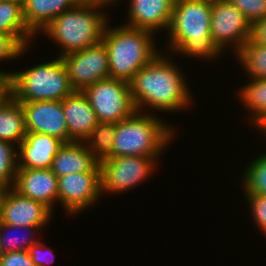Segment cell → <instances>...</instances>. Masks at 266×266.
Returning a JSON list of instances; mask_svg holds the SVG:
<instances>
[{
    "instance_id": "cell-1",
    "label": "cell",
    "mask_w": 266,
    "mask_h": 266,
    "mask_svg": "<svg viewBox=\"0 0 266 266\" xmlns=\"http://www.w3.org/2000/svg\"><path fill=\"white\" fill-rule=\"evenodd\" d=\"M176 67L166 56L158 54L134 75L129 86L136 111L142 112L146 105L176 111L191 103L185 78Z\"/></svg>"
},
{
    "instance_id": "cell-2",
    "label": "cell",
    "mask_w": 266,
    "mask_h": 266,
    "mask_svg": "<svg viewBox=\"0 0 266 266\" xmlns=\"http://www.w3.org/2000/svg\"><path fill=\"white\" fill-rule=\"evenodd\" d=\"M211 0H175L169 24V49L210 59L221 54L210 30Z\"/></svg>"
},
{
    "instance_id": "cell-3",
    "label": "cell",
    "mask_w": 266,
    "mask_h": 266,
    "mask_svg": "<svg viewBox=\"0 0 266 266\" xmlns=\"http://www.w3.org/2000/svg\"><path fill=\"white\" fill-rule=\"evenodd\" d=\"M107 24L101 41L108 54L109 77L129 83L158 55L152 41L153 32L125 25L107 29Z\"/></svg>"
},
{
    "instance_id": "cell-4",
    "label": "cell",
    "mask_w": 266,
    "mask_h": 266,
    "mask_svg": "<svg viewBox=\"0 0 266 266\" xmlns=\"http://www.w3.org/2000/svg\"><path fill=\"white\" fill-rule=\"evenodd\" d=\"M142 114V115H141ZM174 128L152 115L135 111L115 124L112 157H157L173 136Z\"/></svg>"
},
{
    "instance_id": "cell-5",
    "label": "cell",
    "mask_w": 266,
    "mask_h": 266,
    "mask_svg": "<svg viewBox=\"0 0 266 266\" xmlns=\"http://www.w3.org/2000/svg\"><path fill=\"white\" fill-rule=\"evenodd\" d=\"M106 18L97 7L79 1L54 18L43 31L61 45L63 52L60 56H63L99 43L107 23Z\"/></svg>"
},
{
    "instance_id": "cell-6",
    "label": "cell",
    "mask_w": 266,
    "mask_h": 266,
    "mask_svg": "<svg viewBox=\"0 0 266 266\" xmlns=\"http://www.w3.org/2000/svg\"><path fill=\"white\" fill-rule=\"evenodd\" d=\"M14 98L18 101H62L74 90L60 56L13 73Z\"/></svg>"
},
{
    "instance_id": "cell-7",
    "label": "cell",
    "mask_w": 266,
    "mask_h": 266,
    "mask_svg": "<svg viewBox=\"0 0 266 266\" xmlns=\"http://www.w3.org/2000/svg\"><path fill=\"white\" fill-rule=\"evenodd\" d=\"M82 92L100 122L118 123L136 111L126 81L108 77L86 87Z\"/></svg>"
},
{
    "instance_id": "cell-8",
    "label": "cell",
    "mask_w": 266,
    "mask_h": 266,
    "mask_svg": "<svg viewBox=\"0 0 266 266\" xmlns=\"http://www.w3.org/2000/svg\"><path fill=\"white\" fill-rule=\"evenodd\" d=\"M157 157L121 156L99 162L102 194L122 192L133 188L151 174ZM154 165V166H153Z\"/></svg>"
},
{
    "instance_id": "cell-9",
    "label": "cell",
    "mask_w": 266,
    "mask_h": 266,
    "mask_svg": "<svg viewBox=\"0 0 266 266\" xmlns=\"http://www.w3.org/2000/svg\"><path fill=\"white\" fill-rule=\"evenodd\" d=\"M210 27L213 43L221 52L232 42L237 53L250 38V21L227 0H211Z\"/></svg>"
},
{
    "instance_id": "cell-10",
    "label": "cell",
    "mask_w": 266,
    "mask_h": 266,
    "mask_svg": "<svg viewBox=\"0 0 266 266\" xmlns=\"http://www.w3.org/2000/svg\"><path fill=\"white\" fill-rule=\"evenodd\" d=\"M60 57L74 91H83L97 81L109 77L108 54L102 41Z\"/></svg>"
},
{
    "instance_id": "cell-11",
    "label": "cell",
    "mask_w": 266,
    "mask_h": 266,
    "mask_svg": "<svg viewBox=\"0 0 266 266\" xmlns=\"http://www.w3.org/2000/svg\"><path fill=\"white\" fill-rule=\"evenodd\" d=\"M101 172L72 173L58 177V200L67 212L75 214L99 199Z\"/></svg>"
},
{
    "instance_id": "cell-12",
    "label": "cell",
    "mask_w": 266,
    "mask_h": 266,
    "mask_svg": "<svg viewBox=\"0 0 266 266\" xmlns=\"http://www.w3.org/2000/svg\"><path fill=\"white\" fill-rule=\"evenodd\" d=\"M25 114L26 132L54 136L69 142L62 101H20Z\"/></svg>"
},
{
    "instance_id": "cell-13",
    "label": "cell",
    "mask_w": 266,
    "mask_h": 266,
    "mask_svg": "<svg viewBox=\"0 0 266 266\" xmlns=\"http://www.w3.org/2000/svg\"><path fill=\"white\" fill-rule=\"evenodd\" d=\"M52 211L39 201L25 197L9 188L2 201L0 223L14 226L42 227Z\"/></svg>"
},
{
    "instance_id": "cell-14",
    "label": "cell",
    "mask_w": 266,
    "mask_h": 266,
    "mask_svg": "<svg viewBox=\"0 0 266 266\" xmlns=\"http://www.w3.org/2000/svg\"><path fill=\"white\" fill-rule=\"evenodd\" d=\"M19 194L39 201L51 211L58 199V178L51 169L17 168L12 187Z\"/></svg>"
},
{
    "instance_id": "cell-15",
    "label": "cell",
    "mask_w": 266,
    "mask_h": 266,
    "mask_svg": "<svg viewBox=\"0 0 266 266\" xmlns=\"http://www.w3.org/2000/svg\"><path fill=\"white\" fill-rule=\"evenodd\" d=\"M63 141L47 134L26 132L17 147V168L50 169Z\"/></svg>"
},
{
    "instance_id": "cell-16",
    "label": "cell",
    "mask_w": 266,
    "mask_h": 266,
    "mask_svg": "<svg viewBox=\"0 0 266 266\" xmlns=\"http://www.w3.org/2000/svg\"><path fill=\"white\" fill-rule=\"evenodd\" d=\"M69 142L84 140L98 124L96 113L82 91H74L62 100Z\"/></svg>"
},
{
    "instance_id": "cell-17",
    "label": "cell",
    "mask_w": 266,
    "mask_h": 266,
    "mask_svg": "<svg viewBox=\"0 0 266 266\" xmlns=\"http://www.w3.org/2000/svg\"><path fill=\"white\" fill-rule=\"evenodd\" d=\"M127 27L151 32L169 27L175 0H130Z\"/></svg>"
},
{
    "instance_id": "cell-18",
    "label": "cell",
    "mask_w": 266,
    "mask_h": 266,
    "mask_svg": "<svg viewBox=\"0 0 266 266\" xmlns=\"http://www.w3.org/2000/svg\"><path fill=\"white\" fill-rule=\"evenodd\" d=\"M50 169L57 178L72 173L101 172L99 161L88 149L87 144L80 141L63 143Z\"/></svg>"
},
{
    "instance_id": "cell-19",
    "label": "cell",
    "mask_w": 266,
    "mask_h": 266,
    "mask_svg": "<svg viewBox=\"0 0 266 266\" xmlns=\"http://www.w3.org/2000/svg\"><path fill=\"white\" fill-rule=\"evenodd\" d=\"M79 0H23V16L28 29L35 35L54 18L71 9Z\"/></svg>"
},
{
    "instance_id": "cell-20",
    "label": "cell",
    "mask_w": 266,
    "mask_h": 266,
    "mask_svg": "<svg viewBox=\"0 0 266 266\" xmlns=\"http://www.w3.org/2000/svg\"><path fill=\"white\" fill-rule=\"evenodd\" d=\"M0 32L13 36L24 48L28 47V39L34 34L24 20L23 0H0Z\"/></svg>"
},
{
    "instance_id": "cell-21",
    "label": "cell",
    "mask_w": 266,
    "mask_h": 266,
    "mask_svg": "<svg viewBox=\"0 0 266 266\" xmlns=\"http://www.w3.org/2000/svg\"><path fill=\"white\" fill-rule=\"evenodd\" d=\"M26 136L25 114L21 102L15 98L0 106V140L9 143L18 142Z\"/></svg>"
},
{
    "instance_id": "cell-22",
    "label": "cell",
    "mask_w": 266,
    "mask_h": 266,
    "mask_svg": "<svg viewBox=\"0 0 266 266\" xmlns=\"http://www.w3.org/2000/svg\"><path fill=\"white\" fill-rule=\"evenodd\" d=\"M251 83L243 87L240 98L244 106L252 111V123L258 127L266 119V78H251Z\"/></svg>"
},
{
    "instance_id": "cell-23",
    "label": "cell",
    "mask_w": 266,
    "mask_h": 266,
    "mask_svg": "<svg viewBox=\"0 0 266 266\" xmlns=\"http://www.w3.org/2000/svg\"><path fill=\"white\" fill-rule=\"evenodd\" d=\"M115 124L99 121L89 136L84 140V142L88 143V149L99 162L107 158H112Z\"/></svg>"
},
{
    "instance_id": "cell-24",
    "label": "cell",
    "mask_w": 266,
    "mask_h": 266,
    "mask_svg": "<svg viewBox=\"0 0 266 266\" xmlns=\"http://www.w3.org/2000/svg\"><path fill=\"white\" fill-rule=\"evenodd\" d=\"M236 54L250 78H266V46L247 41Z\"/></svg>"
},
{
    "instance_id": "cell-25",
    "label": "cell",
    "mask_w": 266,
    "mask_h": 266,
    "mask_svg": "<svg viewBox=\"0 0 266 266\" xmlns=\"http://www.w3.org/2000/svg\"><path fill=\"white\" fill-rule=\"evenodd\" d=\"M243 177L244 190L249 195H266V153L250 162Z\"/></svg>"
},
{
    "instance_id": "cell-26",
    "label": "cell",
    "mask_w": 266,
    "mask_h": 266,
    "mask_svg": "<svg viewBox=\"0 0 266 266\" xmlns=\"http://www.w3.org/2000/svg\"><path fill=\"white\" fill-rule=\"evenodd\" d=\"M38 230L41 227H34V226H14V225H8L0 223V246L2 247V250L4 253L13 252V251H28V249L34 244L38 242V239H34V236L26 235L21 238H17L14 236H8L4 232L8 230L12 231H19V230H27L30 234H34L36 229ZM8 229V230H7ZM35 229V230H34ZM6 230V231H5ZM33 230V232L31 231ZM4 231V232H2ZM9 233V232H7ZM27 232V234H29ZM24 234V233H23Z\"/></svg>"
},
{
    "instance_id": "cell-27",
    "label": "cell",
    "mask_w": 266,
    "mask_h": 266,
    "mask_svg": "<svg viewBox=\"0 0 266 266\" xmlns=\"http://www.w3.org/2000/svg\"><path fill=\"white\" fill-rule=\"evenodd\" d=\"M15 144L0 140V184L12 188L17 172V154ZM12 180V181H11ZM12 187H11V186Z\"/></svg>"
},
{
    "instance_id": "cell-28",
    "label": "cell",
    "mask_w": 266,
    "mask_h": 266,
    "mask_svg": "<svg viewBox=\"0 0 266 266\" xmlns=\"http://www.w3.org/2000/svg\"><path fill=\"white\" fill-rule=\"evenodd\" d=\"M239 9L253 23L266 18V0H227Z\"/></svg>"
},
{
    "instance_id": "cell-29",
    "label": "cell",
    "mask_w": 266,
    "mask_h": 266,
    "mask_svg": "<svg viewBox=\"0 0 266 266\" xmlns=\"http://www.w3.org/2000/svg\"><path fill=\"white\" fill-rule=\"evenodd\" d=\"M27 48H24L13 36L0 32V60H9L19 57Z\"/></svg>"
},
{
    "instance_id": "cell-30",
    "label": "cell",
    "mask_w": 266,
    "mask_h": 266,
    "mask_svg": "<svg viewBox=\"0 0 266 266\" xmlns=\"http://www.w3.org/2000/svg\"><path fill=\"white\" fill-rule=\"evenodd\" d=\"M246 199L249 201L254 221L256 225L266 233V195H249L246 193Z\"/></svg>"
},
{
    "instance_id": "cell-31",
    "label": "cell",
    "mask_w": 266,
    "mask_h": 266,
    "mask_svg": "<svg viewBox=\"0 0 266 266\" xmlns=\"http://www.w3.org/2000/svg\"><path fill=\"white\" fill-rule=\"evenodd\" d=\"M0 266H35L28 251H13L4 253Z\"/></svg>"
},
{
    "instance_id": "cell-32",
    "label": "cell",
    "mask_w": 266,
    "mask_h": 266,
    "mask_svg": "<svg viewBox=\"0 0 266 266\" xmlns=\"http://www.w3.org/2000/svg\"><path fill=\"white\" fill-rule=\"evenodd\" d=\"M14 98L13 73L0 71V106Z\"/></svg>"
},
{
    "instance_id": "cell-33",
    "label": "cell",
    "mask_w": 266,
    "mask_h": 266,
    "mask_svg": "<svg viewBox=\"0 0 266 266\" xmlns=\"http://www.w3.org/2000/svg\"><path fill=\"white\" fill-rule=\"evenodd\" d=\"M250 43L266 46V18L251 23Z\"/></svg>"
},
{
    "instance_id": "cell-34",
    "label": "cell",
    "mask_w": 266,
    "mask_h": 266,
    "mask_svg": "<svg viewBox=\"0 0 266 266\" xmlns=\"http://www.w3.org/2000/svg\"><path fill=\"white\" fill-rule=\"evenodd\" d=\"M43 246H45V244L43 242L38 241L37 243H34L28 249V253H29L35 266H45L46 264L48 265V263L45 259L46 255L44 254V251L42 250ZM48 251L50 253L51 250H48Z\"/></svg>"
},
{
    "instance_id": "cell-35",
    "label": "cell",
    "mask_w": 266,
    "mask_h": 266,
    "mask_svg": "<svg viewBox=\"0 0 266 266\" xmlns=\"http://www.w3.org/2000/svg\"><path fill=\"white\" fill-rule=\"evenodd\" d=\"M82 3H85L87 5H91L93 7H97L98 10L102 8L103 5H109L110 2H115V0H79Z\"/></svg>"
},
{
    "instance_id": "cell-36",
    "label": "cell",
    "mask_w": 266,
    "mask_h": 266,
    "mask_svg": "<svg viewBox=\"0 0 266 266\" xmlns=\"http://www.w3.org/2000/svg\"><path fill=\"white\" fill-rule=\"evenodd\" d=\"M7 190H8V188L6 186H3L0 184V213H1L3 197H4Z\"/></svg>"
},
{
    "instance_id": "cell-37",
    "label": "cell",
    "mask_w": 266,
    "mask_h": 266,
    "mask_svg": "<svg viewBox=\"0 0 266 266\" xmlns=\"http://www.w3.org/2000/svg\"><path fill=\"white\" fill-rule=\"evenodd\" d=\"M262 129L266 133V119L258 126V129Z\"/></svg>"
},
{
    "instance_id": "cell-38",
    "label": "cell",
    "mask_w": 266,
    "mask_h": 266,
    "mask_svg": "<svg viewBox=\"0 0 266 266\" xmlns=\"http://www.w3.org/2000/svg\"><path fill=\"white\" fill-rule=\"evenodd\" d=\"M4 254L3 250H2V247L0 246V259L2 257V255Z\"/></svg>"
}]
</instances>
